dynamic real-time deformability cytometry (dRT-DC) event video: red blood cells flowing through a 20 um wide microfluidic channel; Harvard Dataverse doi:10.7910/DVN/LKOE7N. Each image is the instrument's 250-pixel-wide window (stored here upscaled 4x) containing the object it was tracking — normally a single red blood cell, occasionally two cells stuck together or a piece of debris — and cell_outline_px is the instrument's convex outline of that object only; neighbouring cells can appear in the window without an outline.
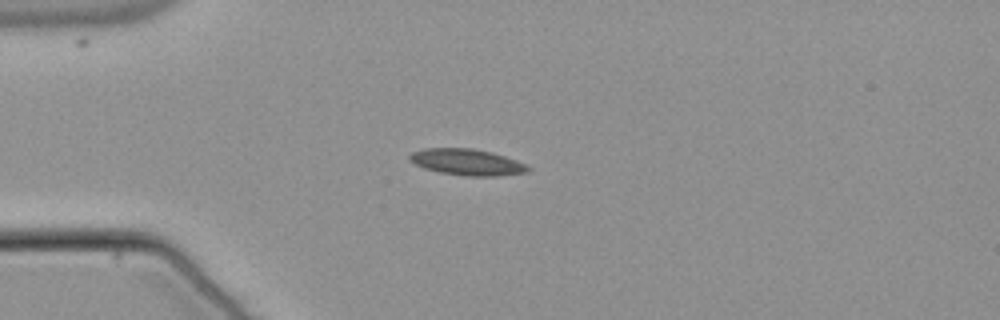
{"species": "common noctule bat (a hibernating species)", "species_latin": "Nyctalus noctula", "temperature_condition": "warm", "stored_images_in_passage": 41, "camera_frame_rate_fps": 3000, "um_per_image_px": 0.085, "animal": {"sex": "male", "body_mass_g": 21.5, "forearm_length_mm": 52.0}, "frame": {"image": 1, "passage_image": 1, "time_ms": 0.0, "image_size_px": [1000, 320], "cell_outline_px": [[532, 168], [528, 172], [496, 176], [468, 176], [440, 172], [424, 168], [408, 160], [408, 156], [412, 152], [424, 148], [472, 148], [492, 152], [528, 164]], "centroid_in_image_um": [39.72, 13.77], "position_along_channel_um": 45.3, "area_um2": 18.21}}
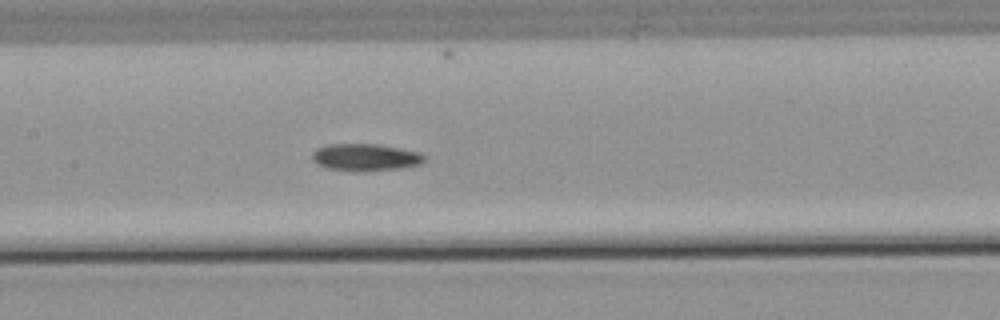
{"frame": {"image": 2, "passage_image": 13, "time_ms": 4.0, "image_size_px": [1000, 320], "cell_outline_px": [[424, 160], [420, 164], [400, 168], [328, 168], [316, 164], [312, 160], [312, 152], [316, 148], [328, 144], [376, 144], [420, 152], [424, 156]], "centroid_in_image_um": [31.02, 13.31], "position_along_channel_um": 176.4, "area_um2": 16.7}}
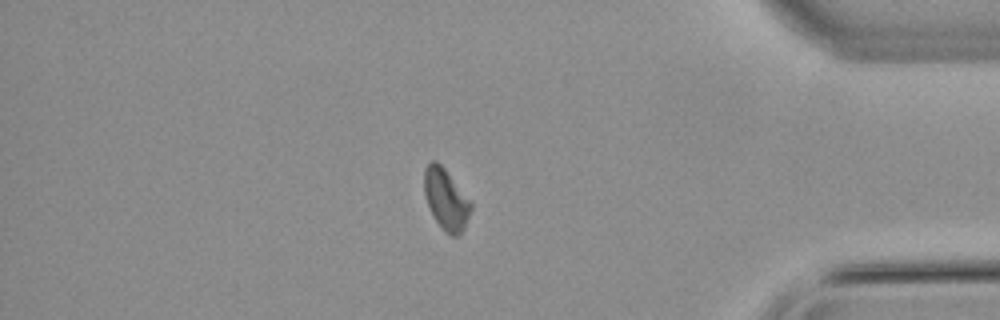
{"frame": {"image": 3, "passage_image": 33, "time_ms": 10.667, "image_size_px": [1000, 320], "cell_outline_px": [[472, 208], [464, 228], [460, 236], [452, 236], [444, 232], [436, 220], [428, 204], [424, 192], [424, 168], [432, 160], [436, 160], [444, 168], [472, 204]], "centroid_in_image_um": [37.9, 16.96], "position_along_channel_um": 397.3, "area_um2": 16.3}}